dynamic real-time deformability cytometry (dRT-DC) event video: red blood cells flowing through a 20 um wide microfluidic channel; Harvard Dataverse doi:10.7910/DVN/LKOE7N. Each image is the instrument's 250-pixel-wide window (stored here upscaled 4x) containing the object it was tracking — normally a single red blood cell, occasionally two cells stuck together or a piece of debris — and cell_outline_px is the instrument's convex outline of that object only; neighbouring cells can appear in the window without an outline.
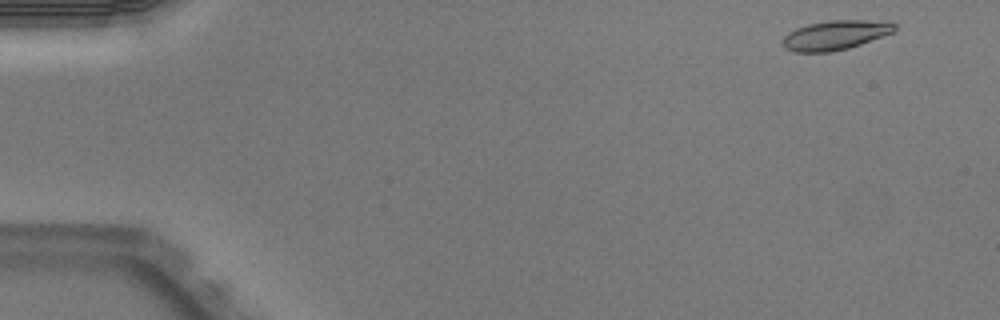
{"species": "Egyptian fruit bat (a non-hibernating species)", "species_latin": "Rousettus aegyptiacus", "temperature_condition": "warm", "stored_images_in_passage": 49, "camera_frame_rate_fps": 3000, "um_per_image_px": 0.085, "animal": {"sex": "male"}, "frame": {"image": 1, "passage_image": 1, "time_ms": 0.0, "image_size_px": [1000, 320], "cell_outline_px": [[896, 32], [848, 48], [832, 52], [796, 52], [784, 48], [784, 36], [788, 32], [796, 28], [808, 24], [828, 20], [892, 20], [896, 24]], "centroid_in_image_um": [71.08, 2.96], "position_along_channel_um": 13.9, "area_um2": 19.48}}
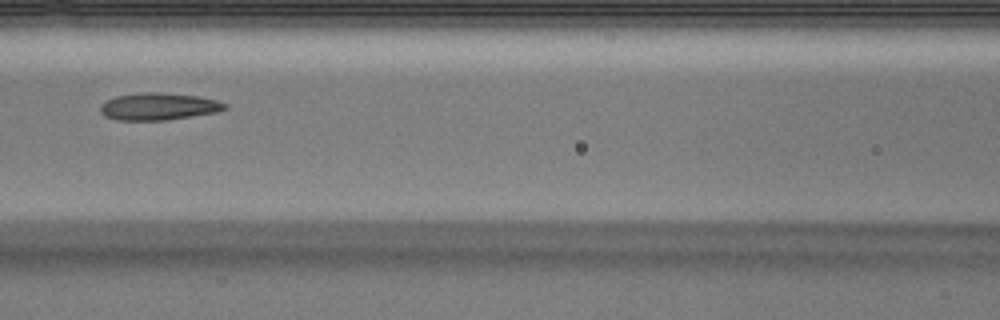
{"frame": {"image": 2, "passage_image": 21, "time_ms": 6.667, "image_size_px": [1000, 320], "cell_outline_px": [[228, 108], [216, 112], [168, 120], [116, 120], [104, 116], [100, 112], [100, 104], [104, 100], [116, 96], [140, 92], [156, 92], [196, 96], [216, 100], [228, 104]], "centroid_in_image_um": [13.43, 9.05], "position_along_channel_um": 153.2, "area_um2": 19.83}}
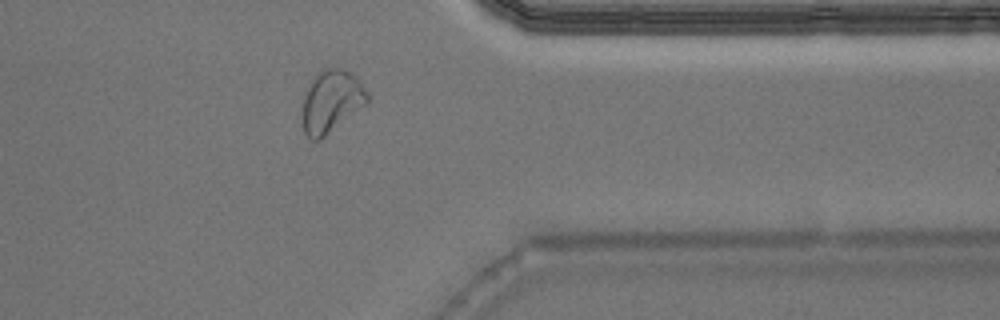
{"frame": {"image": 3, "passage_image": 39, "time_ms": 12.667, "image_size_px": [1000, 320], "cell_outline_px": [[368, 104], [320, 140], [312, 140], [304, 132], [300, 112], [304, 92], [312, 76], [320, 68], [344, 68], [356, 76], [360, 80], [368, 92]], "centroid_in_image_um": [28.14, 8.59], "position_along_channel_um": 383.3, "area_um2": 24.57}, "authors_computed_cell_mechanics": {"area_um2": 19.9988, "velocity_mm_per_s": 3.9761, "shape_relaxation_time_tau1_ms": 8.0645, "shape_relaxation_time_tau2_ms": 2.1676, "deformation_change_tau1": 0.2394, "deformation_change_tau2": 0.0951}}